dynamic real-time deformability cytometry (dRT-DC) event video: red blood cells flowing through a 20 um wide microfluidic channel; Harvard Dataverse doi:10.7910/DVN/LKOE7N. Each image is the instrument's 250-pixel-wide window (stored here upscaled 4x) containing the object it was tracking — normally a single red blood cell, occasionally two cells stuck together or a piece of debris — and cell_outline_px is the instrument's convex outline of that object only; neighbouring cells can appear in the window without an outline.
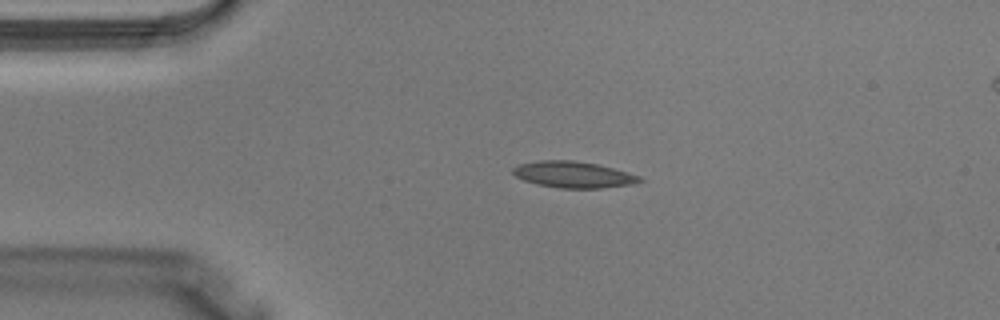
{"species": "Egyptian fruit bat (a non-hibernating species)", "species_latin": "Rousettus aegyptiacus", "temperature_condition": "warm", "stored_images_in_passage": 3, "camera_frame_rate_fps": 3000, "um_per_image_px": 0.085, "animal": {"sex": "male"}, "frame": {"image": 1, "passage_image": 1, "time_ms": 0.0, "image_size_px": [1000, 320], "cell_outline_px": [[644, 180], [636, 184], [604, 188], [560, 188], [536, 184], [524, 180], [516, 176], [512, 172], [512, 168], [520, 164], [540, 160], [572, 160], [596, 164], [612, 168], [640, 176]], "centroid_in_image_um": [48.75, 14.85], "position_along_channel_um": 36.2, "area_um2": 19.42}}